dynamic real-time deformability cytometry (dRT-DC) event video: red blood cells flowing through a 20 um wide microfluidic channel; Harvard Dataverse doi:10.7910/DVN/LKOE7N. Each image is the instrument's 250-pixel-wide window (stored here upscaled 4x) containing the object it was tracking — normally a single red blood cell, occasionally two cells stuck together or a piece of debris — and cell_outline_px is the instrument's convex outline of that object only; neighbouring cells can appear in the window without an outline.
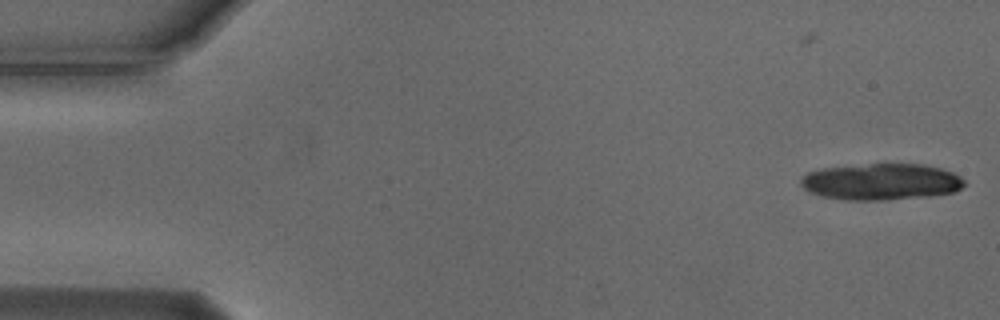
{"species": "Egyptian fruit bat (a non-hibernating species)", "species_latin": "Rousettus aegyptiacus", "temperature_condition": "cold", "stored_images_in_passage": 4, "camera_frame_rate_fps": 3000, "um_per_image_px": 0.085, "animal": {"sex": "male"}, "frame": {"image": 1, "passage_image": 4, "time_ms": 1.0, "image_size_px": [1000, 320], "cell_outline_px": [[964, 184], [956, 192], [928, 196], [884, 200], [848, 200], [824, 196], [812, 192], [804, 188], [800, 184], [800, 180], [808, 172], [820, 168], [868, 164], [924, 164], [940, 168], [952, 172], [960, 176], [964, 180]], "centroid_in_image_um": [74.92, 15.44], "position_along_channel_um": 10.1, "area_um2": 34.62}}